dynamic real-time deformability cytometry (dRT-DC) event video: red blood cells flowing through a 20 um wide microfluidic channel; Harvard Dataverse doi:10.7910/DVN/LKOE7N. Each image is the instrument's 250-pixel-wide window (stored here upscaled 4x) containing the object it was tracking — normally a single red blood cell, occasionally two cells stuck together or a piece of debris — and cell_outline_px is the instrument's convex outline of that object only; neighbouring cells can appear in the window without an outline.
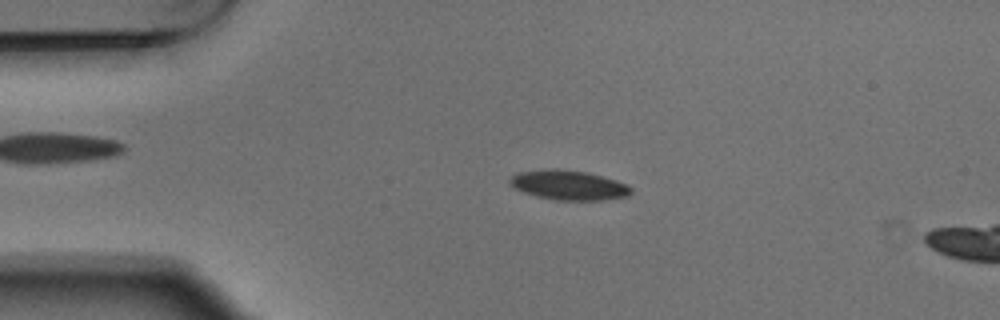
{"species": "Egyptian fruit bat (a non-hibernating species)", "species_latin": "Rousettus aegyptiacus", "temperature_condition": "warm", "stored_images_in_passage": 5, "segment_of_instrument_passage": [1, 2], "camera_frame_rate_fps": 3000, "um_per_image_px": 0.085, "animal": {"sex": "male"}, "frame": {"image": 1, "passage_image": 3, "time_ms": 0.667, "image_size_px": [1000, 320], "cell_outline_px": [[632, 192], [628, 196], [604, 200], [556, 200], [524, 192], [508, 184], [508, 180], [512, 176], [520, 172], [548, 168], [556, 168], [588, 172], [604, 176], [616, 180], [632, 188]], "centroid_in_image_um": [48.35, 15.72], "position_along_channel_um": 36.6, "area_um2": 20.92}}